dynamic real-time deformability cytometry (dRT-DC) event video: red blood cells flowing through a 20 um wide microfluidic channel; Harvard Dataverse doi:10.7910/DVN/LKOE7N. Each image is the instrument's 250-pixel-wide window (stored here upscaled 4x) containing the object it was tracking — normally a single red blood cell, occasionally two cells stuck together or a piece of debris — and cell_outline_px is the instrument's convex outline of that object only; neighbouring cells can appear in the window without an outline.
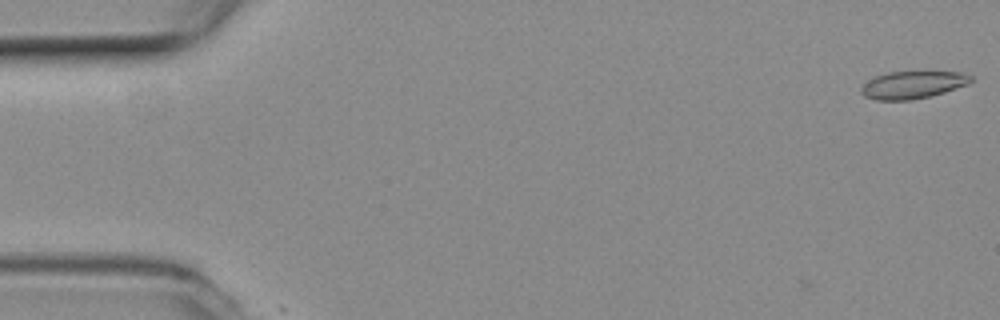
{"species": "common noctule bat (a hibernating species)", "species_latin": "Nyctalus noctula", "temperature_condition": "room temperature", "stored_images_in_passage": 2, "camera_frame_rate_fps": 3000, "um_per_image_px": 0.085, "animal": {"sex": "female", "body_mass_g": 19.3, "forearm_length_mm": 54.1}, "frame": {"image": 1, "passage_image": 2, "time_ms": 0.333, "image_size_px": [1000, 320], "cell_outline_px": [[972, 80], [968, 84], [944, 92], [912, 100], [876, 100], [864, 96], [860, 92], [860, 88], [872, 76], [888, 72], [920, 68], [960, 72], [972, 76]], "centroid_in_image_um": [77.58, 7.14], "position_along_channel_um": 7.4, "area_um2": 18.55}}